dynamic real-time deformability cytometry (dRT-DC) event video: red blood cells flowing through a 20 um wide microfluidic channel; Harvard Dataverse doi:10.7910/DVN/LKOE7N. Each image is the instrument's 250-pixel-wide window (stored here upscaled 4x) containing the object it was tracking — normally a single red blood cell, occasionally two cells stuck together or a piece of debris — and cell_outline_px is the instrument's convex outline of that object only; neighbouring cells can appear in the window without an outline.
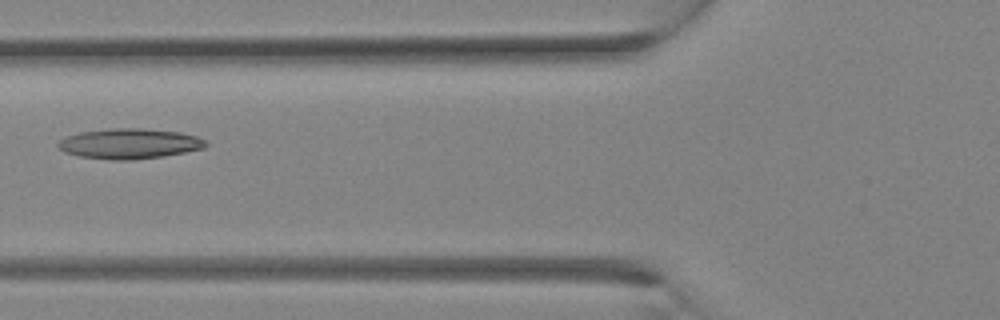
{"species": "Egyptian fruit bat (a non-hibernating species)", "species_latin": "Rousettus aegyptiacus", "temperature_condition": "room temperature", "stored_images_in_passage": 12, "camera_frame_rate_fps": 3000, "um_per_image_px": 0.085, "animal": {"sex": "female"}, "frame": {"image": 1, "passage_image": 3, "time_ms": 0.667, "image_size_px": [1000, 320], "cell_outline_px": [[208, 144], [204, 148], [164, 156], [132, 160], [108, 160], [80, 156], [64, 152], [56, 144], [60, 140], [68, 136], [80, 132], [112, 128], [140, 128], [180, 132], [196, 136], [204, 140]], "centroid_in_image_um": [11.0, 12.21], "position_along_channel_um": 114.8, "area_um2": 25.95}}
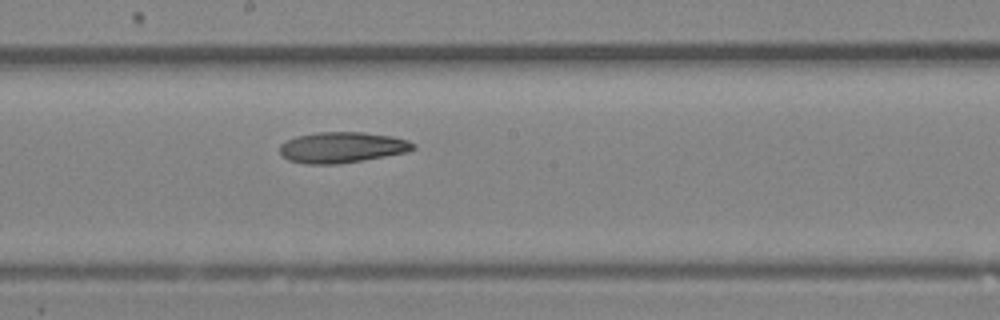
{"frame": {"image": 2, "passage_image": 8, "time_ms": 2.333, "image_size_px": [1000, 320], "cell_outline_px": [[416, 148], [408, 152], [340, 164], [308, 164], [288, 160], [280, 152], [280, 144], [296, 136], [320, 132], [364, 132], [392, 136], [408, 140], [416, 144]], "centroid_in_image_um": [29.11, 12.53], "position_along_channel_um": 219.1, "area_um2": 23.99}}
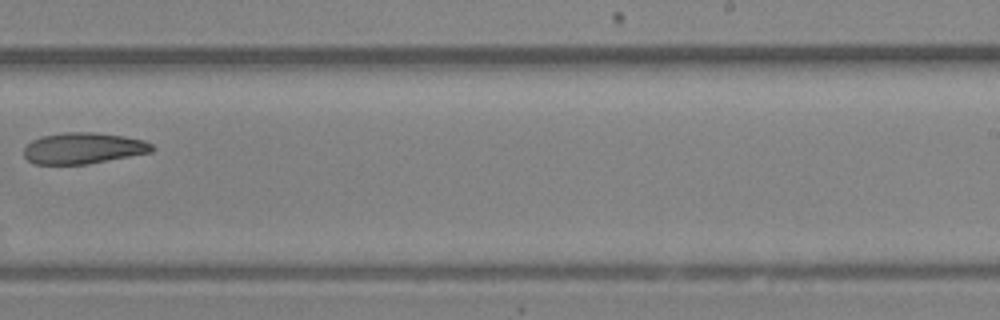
{"frame": {"image": 3, "passage_image": 11, "time_ms": 3.333, "image_size_px": [1000, 320], "cell_outline_px": [[156, 148], [152, 152], [88, 164], [36, 164], [28, 160], [24, 156], [24, 148], [32, 140], [40, 136], [64, 132], [96, 132], [124, 136], [144, 140], [152, 144]], "centroid_in_image_um": [7.1, 12.59], "position_along_channel_um": 281.9, "area_um2": 23.41}}